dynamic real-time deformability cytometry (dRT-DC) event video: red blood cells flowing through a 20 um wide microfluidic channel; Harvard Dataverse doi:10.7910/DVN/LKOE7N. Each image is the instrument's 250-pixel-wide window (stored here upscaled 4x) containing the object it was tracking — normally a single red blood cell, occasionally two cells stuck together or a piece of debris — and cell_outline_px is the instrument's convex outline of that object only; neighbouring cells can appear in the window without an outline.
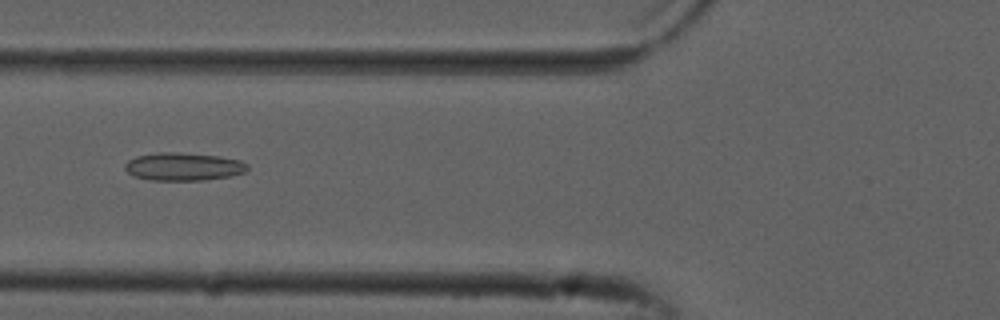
{"species": "common noctule bat (a hibernating species)", "species_latin": "Nyctalus noctula", "temperature_condition": "cold", "stored_images_in_passage": 39, "camera_frame_rate_fps": 3000, "um_per_image_px": 0.085, "animal": {"sex": "male", "forearm_length_mm": 52.5}, "frame": {"image": 1, "passage_image": 7, "time_ms": 2.0, "image_size_px": [1000, 320], "cell_outline_px": [[248, 168], [244, 172], [228, 176], [204, 180], [152, 180], [136, 176], [128, 172], [124, 168], [124, 164], [128, 160], [136, 156], [156, 152], [176, 152], [216, 156], [240, 160], [248, 164]], "centroid_in_image_um": [15.56, 14.15], "position_along_channel_um": 110.2, "area_um2": 19.77}}
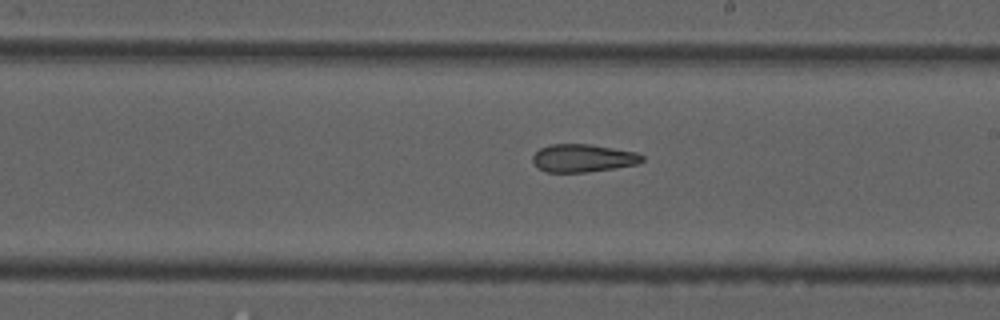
{"frame": {"image": 2, "passage_image": 17, "time_ms": 5.333, "image_size_px": [1000, 320], "cell_outline_px": [[644, 160], [636, 164], [588, 172], [544, 172], [536, 168], [532, 160], [532, 156], [540, 148], [552, 144], [592, 144], [636, 152], [644, 156]], "centroid_in_image_um": [49.52, 13.44], "position_along_channel_um": 239.5, "area_um2": 17.86}}
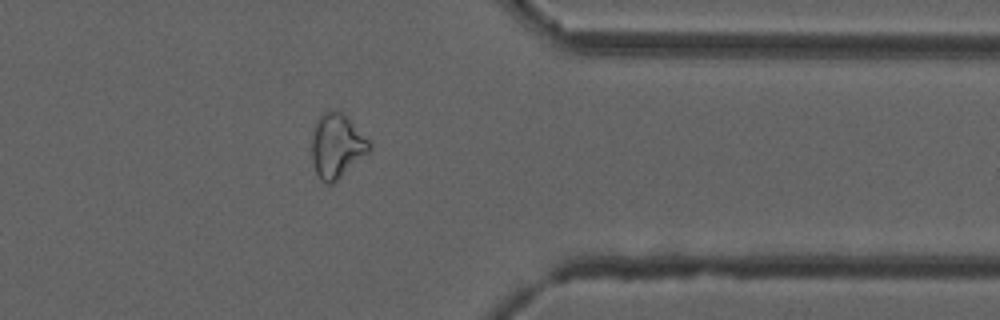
{"frame": {"image": 3, "passage_image": 29, "time_ms": 9.333, "image_size_px": [1000, 320], "cell_outline_px": [[372, 148], [368, 152], [332, 184], [324, 184], [320, 180], [316, 172], [312, 160], [312, 132], [316, 120], [324, 112], [344, 112], [372, 140]], "centroid_in_image_um": [28.66, 12.38], "position_along_channel_um": 382.7, "area_um2": 21.79}, "authors_computed_cell_mechanics": {"area_um2": 19.4786, "velocity_mm_per_s": 3.8805, "shape_relaxation_time_tau1_ms": null, "shape_relaxation_time_tau2_ms": 3.4427, "deformation_change_tau1": null, "deformation_change_tau2": 0.1215}}